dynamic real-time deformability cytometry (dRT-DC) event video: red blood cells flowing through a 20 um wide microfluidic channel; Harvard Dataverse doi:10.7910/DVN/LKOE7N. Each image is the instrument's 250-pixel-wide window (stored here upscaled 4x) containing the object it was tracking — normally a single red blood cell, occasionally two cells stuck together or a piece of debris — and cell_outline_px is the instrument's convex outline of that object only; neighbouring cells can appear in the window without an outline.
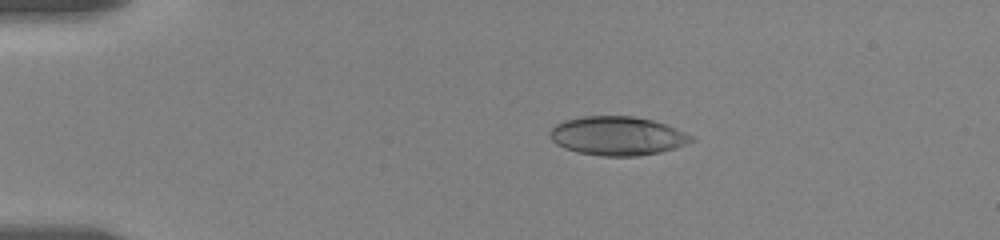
{"species": "human", "species_latin": "Homo sapiens", "temperature_condition": "room temperature", "stored_images_in_passage": 47, "camera_frame_rate_fps": 3000, "um_per_image_px": 0.085, "donor": {"sex": "female"}, "frame": {"image": 1, "passage_image": 1, "time_ms": 0.0, "image_size_px": [1000, 240], "cell_outline_px": [[696, 140], [688, 144], [676, 148], [660, 152], [640, 156], [600, 156], [576, 152], [564, 148], [556, 144], [548, 136], [548, 132], [556, 124], [564, 120], [580, 116], [632, 116], [652, 120], [676, 128], [692, 136]], "centroid_in_image_um": [52.46, 11.56], "position_along_channel_um": 32.5, "area_um2": 32.31}}
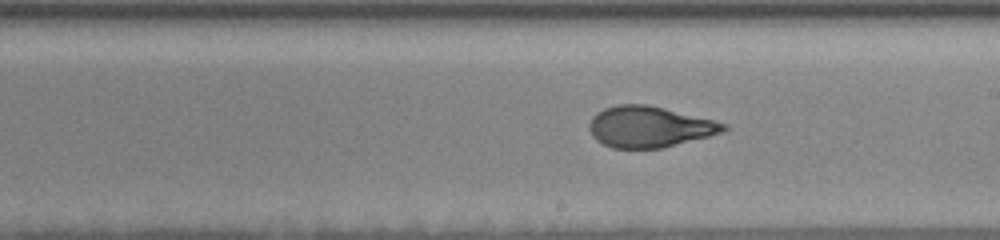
{"frame": {"image": 2, "passage_image": 23, "time_ms": 7.333, "image_size_px": [1000, 240], "cell_outline_px": [[728, 128], [724, 132], [660, 148], [612, 148], [596, 140], [592, 136], [588, 128], [588, 124], [592, 116], [596, 112], [604, 108], [616, 104], [644, 104], [664, 108], [728, 124]], "centroid_in_image_um": [55.14, 10.77], "position_along_channel_um": 233.9, "area_um2": 31.96}}
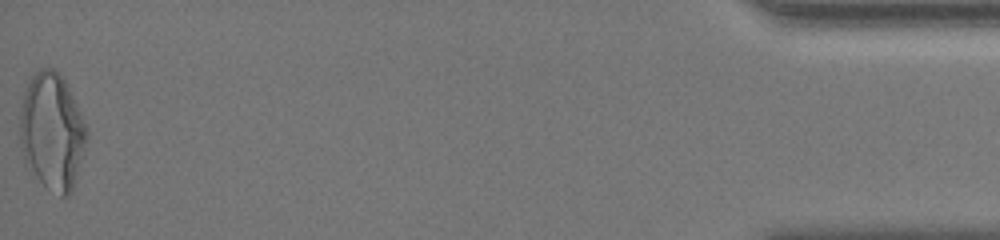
{"frame": {"image": 3, "passage_image": 47, "time_ms": 15.333, "image_size_px": [1000, 240], "cell_outline_px": [[88, 136], [72, 188], [68, 196], [60, 196], [44, 184], [36, 176], [24, 160], [20, 144], [20, 112], [24, 92], [32, 76], [40, 68], [52, 68], [64, 80], [88, 128]], "centroid_in_image_um": [4.42, 11.16], "position_along_channel_um": 430.8, "area_um2": 44.62}, "authors_computed_cell_mechanics": {"area_um2": 32.368, "velocity_mm_per_s": 3.5294, "shape_relaxation_time_tau1_ms": 6.0157, "shape_relaxation_time_tau2_ms": 1.0118, "deformation_change_tau1": 0.2205, "deformation_change_tau2": 0.0751}}